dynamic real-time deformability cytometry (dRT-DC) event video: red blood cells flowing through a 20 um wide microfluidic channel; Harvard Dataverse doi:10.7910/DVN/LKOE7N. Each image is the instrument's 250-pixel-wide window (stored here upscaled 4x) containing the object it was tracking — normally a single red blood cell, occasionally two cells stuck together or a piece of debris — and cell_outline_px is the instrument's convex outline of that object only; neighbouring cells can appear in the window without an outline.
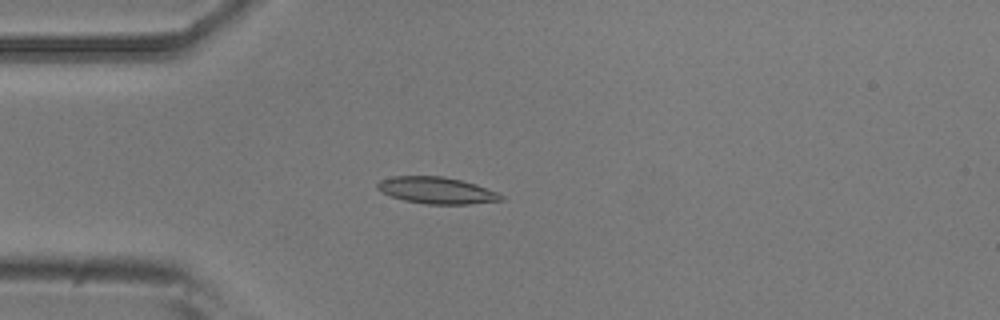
{"species": "common noctule bat (a hibernating species)", "species_latin": "Nyctalus noctula", "temperature_condition": "room temperature", "stored_images_in_passage": 4, "camera_frame_rate_fps": 3000, "um_per_image_px": 0.085, "animal": {"sex": "male", "body_mass_g": 20.5, "forearm_length_mm": 52.5}, "frame": {"image": 1, "passage_image": 4, "time_ms": 1.0, "image_size_px": [1000, 320], "cell_outline_px": [[504, 200], [468, 204], [424, 204], [404, 200], [392, 196], [376, 188], [376, 184], [380, 180], [392, 176], [444, 176], [476, 184], [496, 192], [504, 196]], "centroid_in_image_um": [37.11, 16.18], "position_along_channel_um": 47.9, "area_um2": 19.13}}